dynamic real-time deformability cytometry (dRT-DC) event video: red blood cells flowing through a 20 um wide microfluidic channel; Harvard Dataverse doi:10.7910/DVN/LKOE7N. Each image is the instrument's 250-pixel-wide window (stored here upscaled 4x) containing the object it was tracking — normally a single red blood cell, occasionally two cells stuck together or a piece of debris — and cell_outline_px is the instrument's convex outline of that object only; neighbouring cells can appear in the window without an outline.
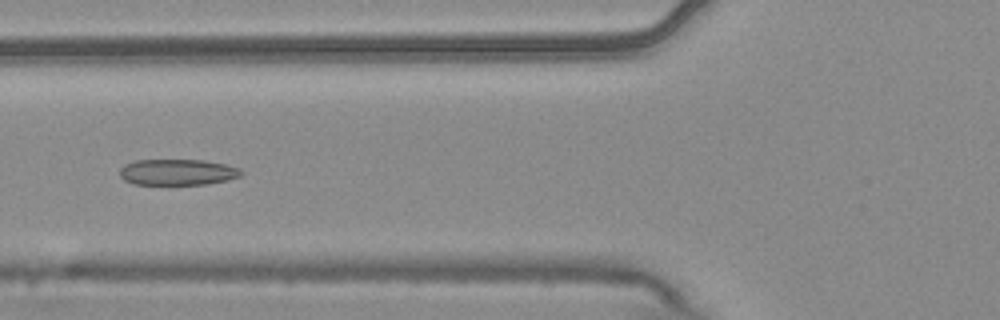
{"species": "common noctule bat (a hibernating species)", "species_latin": "Nyctalus noctula", "temperature_condition": "warm", "stored_images_in_passage": 7, "camera_frame_rate_fps": 3000, "um_per_image_px": 0.085, "animal": {"sex": "male", "body_mass_g": 20.4}, "frame": {"image": 1, "passage_image": 5, "time_ms": 1.333, "image_size_px": [1000, 320], "cell_outline_px": [[244, 172], [240, 176], [228, 180], [208, 184], [132, 184], [124, 180], [120, 176], [120, 168], [124, 164], [136, 160], [204, 160], [228, 164], [240, 168]], "centroid_in_image_um": [15.12, 14.63], "position_along_channel_um": 110.7, "area_um2": 18.61}}
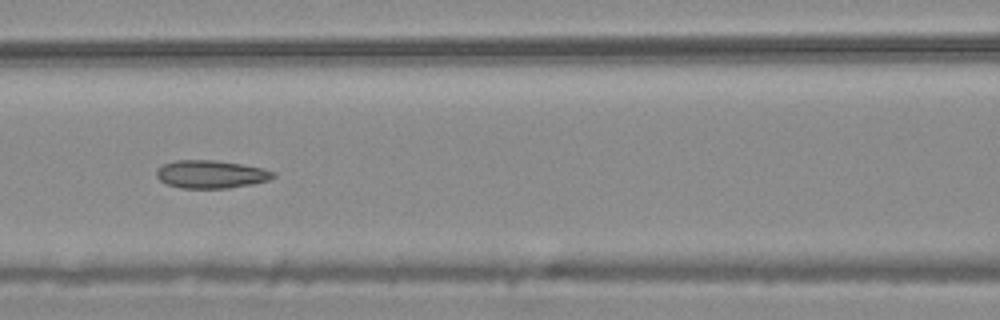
{"frame": {"image": 2, "passage_image": 6, "time_ms": 1.667, "image_size_px": [1000, 320], "cell_outline_px": [[276, 176], [268, 180], [252, 184], [228, 188], [180, 188], [168, 184], [160, 180], [156, 176], [156, 172], [164, 164], [176, 160], [216, 160], [240, 164], [260, 168], [276, 172]], "centroid_in_image_um": [17.94, 14.81], "position_along_channel_um": 148.7, "area_um2": 18.84}}
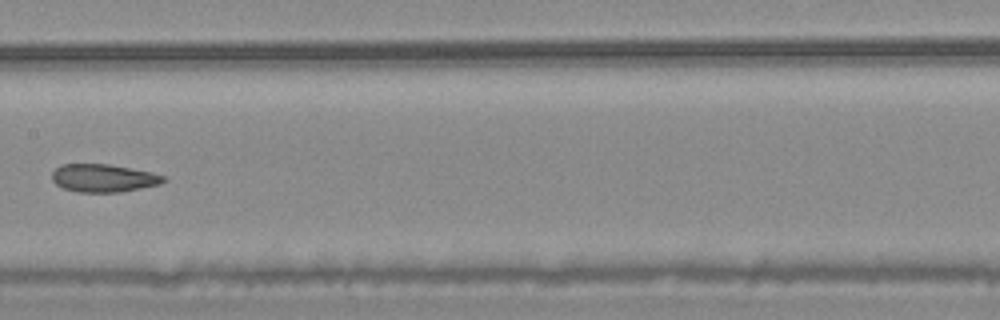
{"frame": {"image": 3, "passage_image": 7, "time_ms": 2.0, "image_size_px": [1000, 320], "cell_outline_px": [[168, 180], [160, 184], [120, 192], [76, 192], [64, 188], [56, 184], [52, 180], [52, 172], [60, 164], [108, 164], [152, 172], [164, 176]], "centroid_in_image_um": [8.79, 15.13], "position_along_channel_um": 198.6, "area_um2": 18.15}}